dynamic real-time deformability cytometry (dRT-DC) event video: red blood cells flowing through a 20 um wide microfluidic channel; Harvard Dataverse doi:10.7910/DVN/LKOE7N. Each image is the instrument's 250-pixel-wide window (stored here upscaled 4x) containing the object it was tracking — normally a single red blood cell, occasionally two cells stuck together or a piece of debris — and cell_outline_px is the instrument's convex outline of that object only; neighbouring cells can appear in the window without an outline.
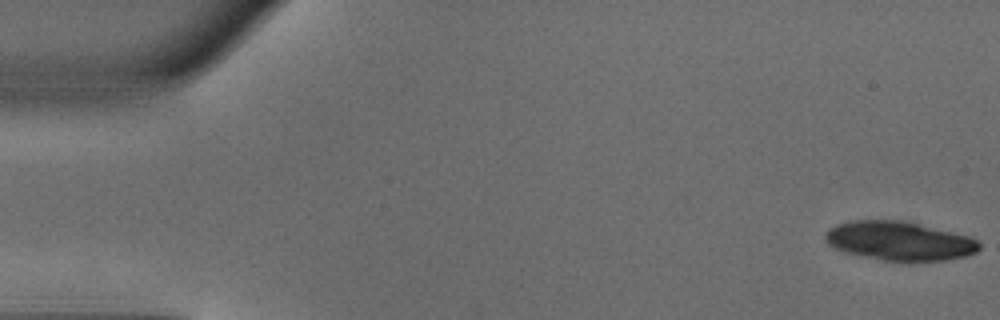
{"species": "common noctule bat (a hibernating species)", "species_latin": "Nyctalus noctula", "temperature_condition": "warm", "stored_images_in_passage": 47, "camera_frame_rate_fps": 3000, "um_per_image_px": 0.085, "animal": {"sex": "male", "body_mass_g": 18.8}, "frame": {"image": 1, "passage_image": 1, "time_ms": 0.0, "image_size_px": [1000, 320], "cell_outline_px": [[980, 248], [976, 252], [964, 256], [944, 260], [884, 260], [844, 252], [828, 244], [824, 240], [824, 236], [828, 228], [836, 224], [852, 220], [900, 220], [968, 236], [976, 240], [980, 244]], "centroid_in_image_um": [76.38, 20.47], "position_along_channel_um": 8.6, "area_um2": 34.39}}
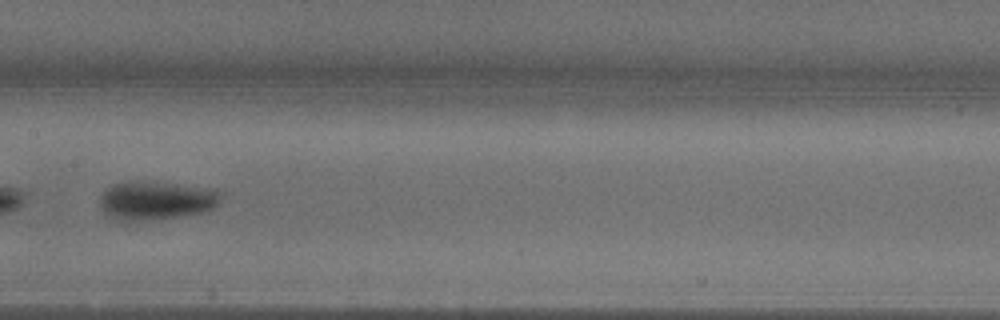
{"frame": {"image": 2, "passage_image": 25, "time_ms": 8.0, "image_size_px": [1000, 320], "cell_outline_px": [[220, 196], [216, 204], [212, 208], [200, 212], [176, 216], [124, 224], [104, 216], [100, 204], [100, 200], [104, 188], [112, 184], [132, 180], [136, 180], [176, 184], [220, 192]], "centroid_in_image_um": [13.06, 17.07], "position_along_channel_um": 194.3, "area_um2": 27.34}}
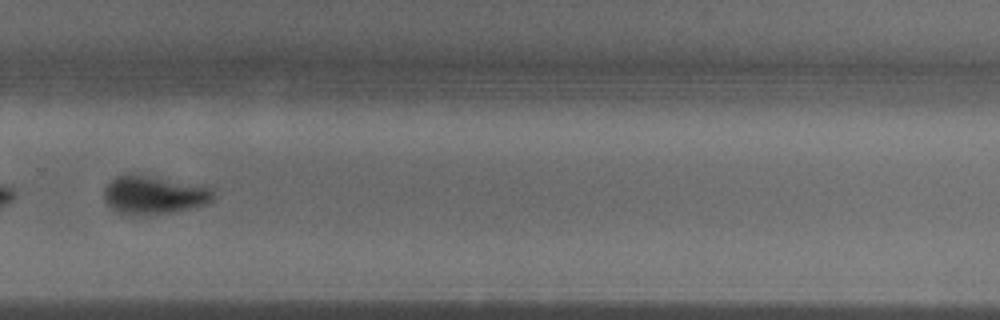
{"frame": {"image": 3, "passage_image": 34, "time_ms": 11.0, "image_size_px": [1000, 320], "cell_outline_px": [[216, 196], [208, 204], [172, 212], [144, 216], [136, 216], [120, 212], [112, 208], [104, 200], [104, 188], [116, 176], [132, 172], [216, 188]], "centroid_in_image_um": [13.12, 16.56], "position_along_channel_um": 316.7, "area_um2": 24.97}, "authors_computed_cell_mechanics": {"area_um2": 26.8192, "velocity_mm_per_s": 4.1105, "shape_relaxation_time_tau1_ms": 3.2472, "shape_relaxation_time_tau2_ms": 1.8839, "deformation_change_tau1": 0.1878, "deformation_change_tau2": 0.0666}}